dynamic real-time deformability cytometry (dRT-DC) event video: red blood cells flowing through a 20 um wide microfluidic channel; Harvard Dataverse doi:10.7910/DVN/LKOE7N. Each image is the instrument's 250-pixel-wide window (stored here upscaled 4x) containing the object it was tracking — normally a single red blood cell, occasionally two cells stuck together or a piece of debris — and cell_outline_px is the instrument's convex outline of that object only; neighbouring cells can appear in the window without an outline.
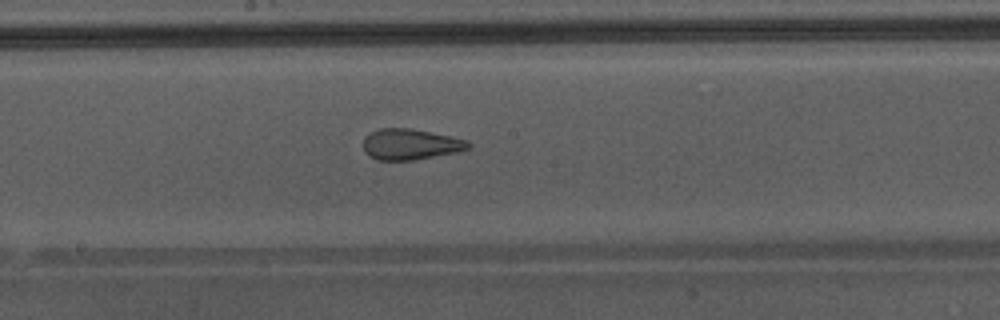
{"species": "Egyptian fruit bat (a non-hibernating species)", "species_latin": "Rousettus aegyptiacus", "temperature_condition": "warm", "stored_images_in_passage": 49, "camera_frame_rate_fps": 3000, "um_per_image_px": 0.085, "animal": {"sex": "male"}, "frame": {"image": 1, "passage_image": 28, "time_ms": 9.0, "image_size_px": [1000, 320], "cell_outline_px": [[472, 144], [468, 148], [456, 152], [412, 160], [380, 160], [368, 156], [364, 152], [364, 136], [380, 128], [412, 128], [468, 140]], "centroid_in_image_um": [34.87, 12.26], "position_along_channel_um": 213.3, "area_um2": 18.79}, "authors_computed_cell_mechanics": {"area_um2": 23.409, "velocity_mm_per_s": 4.3559, "shape_relaxation_time_tau1_ms": null, "shape_relaxation_time_tau2_ms": 1.3006, "deformation_change_tau1": null, "deformation_change_tau2": 0.1008}}